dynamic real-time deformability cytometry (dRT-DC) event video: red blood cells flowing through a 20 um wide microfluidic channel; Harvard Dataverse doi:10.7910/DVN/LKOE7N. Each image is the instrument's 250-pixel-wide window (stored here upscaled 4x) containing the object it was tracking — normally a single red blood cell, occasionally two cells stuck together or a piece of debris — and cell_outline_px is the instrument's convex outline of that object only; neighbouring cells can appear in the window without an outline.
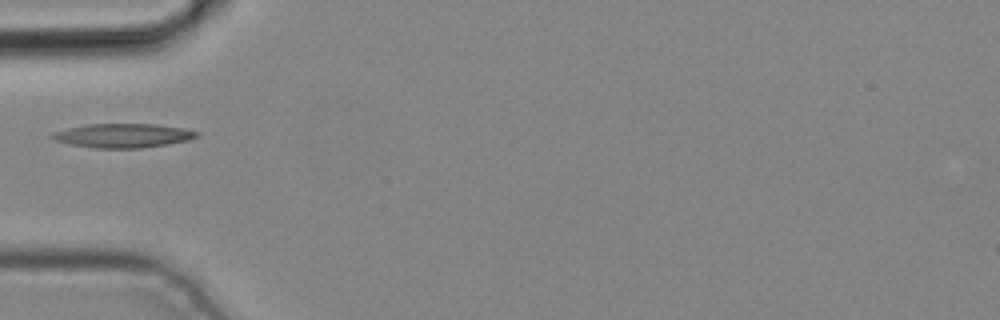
{"species": "common noctule bat (a hibernating species)", "species_latin": "Nyctalus noctula", "temperature_condition": "cold", "stored_images_in_passage": 4, "camera_frame_rate_fps": 3000, "um_per_image_px": 0.085, "animal": {"sex": "male", "body_mass_g": 19.2, "forearm_length_mm": 51.8}, "frame": {"image": 1, "passage_image": 4, "time_ms": 1.0, "image_size_px": [1000, 320], "cell_outline_px": [[200, 136], [188, 140], [168, 144], [144, 148], [92, 148], [68, 144], [52, 140], [48, 136], [56, 132], [68, 128], [88, 124], [156, 124], [184, 128], [200, 132]], "centroid_in_image_um": [10.47, 11.53], "position_along_channel_um": 74.5, "area_um2": 20.46}}